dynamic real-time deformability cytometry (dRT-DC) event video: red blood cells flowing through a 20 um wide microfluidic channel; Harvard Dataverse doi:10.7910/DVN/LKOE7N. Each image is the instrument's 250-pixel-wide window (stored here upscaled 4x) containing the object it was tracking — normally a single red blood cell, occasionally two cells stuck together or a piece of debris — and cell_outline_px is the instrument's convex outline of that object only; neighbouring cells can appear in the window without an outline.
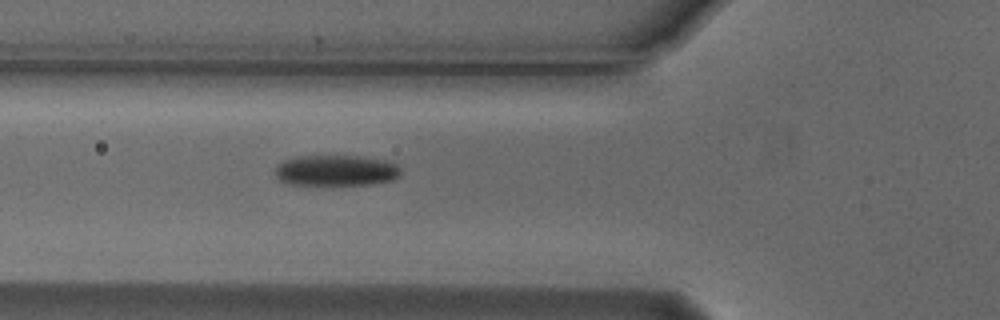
{"species": "Egyptian fruit bat (a non-hibernating species)", "species_latin": "Rousettus aegyptiacus", "temperature_condition": "cold", "stored_images_in_passage": 3, "camera_frame_rate_fps": 3000, "um_per_image_px": 0.085, "animal": {"sex": "male"}, "frame": {"image": 1, "passage_image": 3, "time_ms": 0.667, "image_size_px": [1000, 320], "cell_outline_px": [[400, 176], [392, 180], [368, 184], [292, 184], [280, 180], [276, 176], [276, 164], [284, 160], [296, 156], [360, 156], [388, 160], [396, 164], [400, 168]], "centroid_in_image_um": [28.58, 14.47], "position_along_channel_um": 97.2, "area_um2": 22.48}}